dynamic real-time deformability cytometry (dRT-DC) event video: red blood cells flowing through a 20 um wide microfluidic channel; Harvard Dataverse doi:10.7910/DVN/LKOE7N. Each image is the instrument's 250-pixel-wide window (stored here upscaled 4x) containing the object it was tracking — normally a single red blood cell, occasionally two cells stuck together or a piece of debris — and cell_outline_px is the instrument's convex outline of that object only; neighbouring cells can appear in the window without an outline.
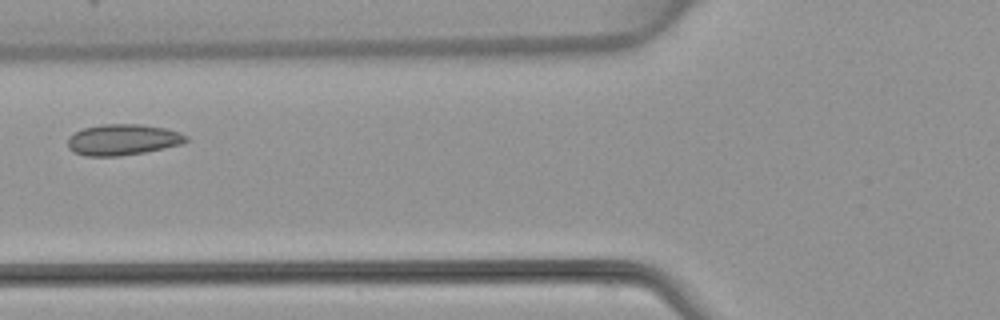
{"species": "common noctule bat (a hibernating species)", "species_latin": "Nyctalus noctula", "temperature_condition": "warm", "stored_images_in_passage": 5, "camera_frame_rate_fps": 3000, "um_per_image_px": 0.085, "animal": {"sex": "female", "body_mass_g": 22.7, "forearm_length_mm": 54.2}, "frame": {"image": 1, "passage_image": 4, "time_ms": 3.667, "image_size_px": [1000, 320], "cell_outline_px": [[188, 140], [180, 144], [164, 148], [144, 152], [120, 156], [84, 156], [72, 152], [68, 148], [68, 136], [84, 128], [104, 124], [140, 124], [164, 128], [180, 132], [188, 136]], "centroid_in_image_um": [10.41, 11.88], "position_along_channel_um": 115.4, "area_um2": 21.39}}
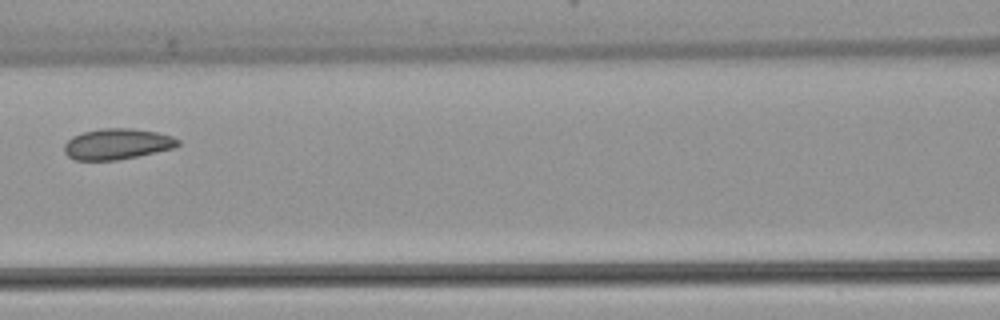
{"frame": {"image": 2, "passage_image": 5, "time_ms": 4.667, "image_size_px": [1000, 320], "cell_outline_px": [[180, 144], [172, 148], [136, 156], [116, 160], [76, 160], [68, 156], [64, 152], [64, 144], [72, 136], [84, 132], [104, 128], [128, 128], [156, 132], [172, 136], [180, 140]], "centroid_in_image_um": [9.93, 12.24], "position_along_channel_um": 156.7, "area_um2": 20.17}}